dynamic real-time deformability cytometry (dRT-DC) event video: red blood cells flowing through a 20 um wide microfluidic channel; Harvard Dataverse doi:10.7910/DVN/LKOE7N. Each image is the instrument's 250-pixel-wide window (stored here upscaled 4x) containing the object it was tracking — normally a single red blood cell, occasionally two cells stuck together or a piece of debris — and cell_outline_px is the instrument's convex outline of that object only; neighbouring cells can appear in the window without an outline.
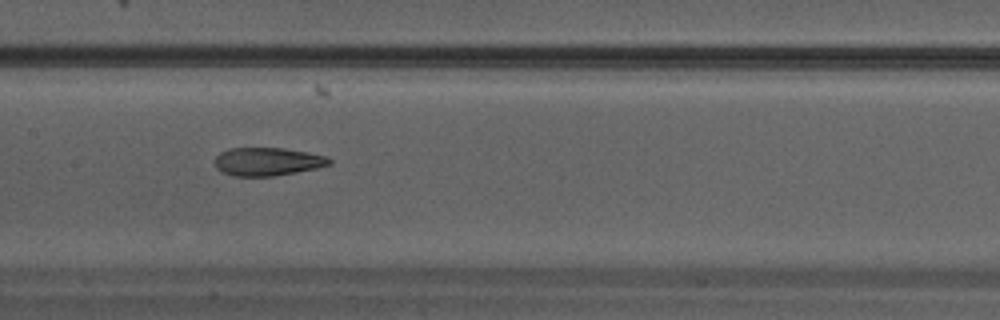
{"species": "Egyptian fruit bat (a non-hibernating species)", "species_latin": "Rousettus aegyptiacus", "temperature_condition": "warm", "stored_images_in_passage": 33, "camera_frame_rate_fps": 3000, "um_per_image_px": 0.085, "animal": {"sex": "male"}, "frame": {"image": 1, "passage_image": 16, "time_ms": 5.0, "image_size_px": [1000, 320], "cell_outline_px": [[332, 164], [316, 168], [296, 172], [272, 176], [236, 176], [220, 172], [216, 168], [212, 160], [220, 152], [228, 148], [284, 148], [308, 152], [328, 156], [332, 160]], "centroid_in_image_um": [22.71, 13.73], "position_along_channel_um": 184.7, "area_um2": 19.07}}
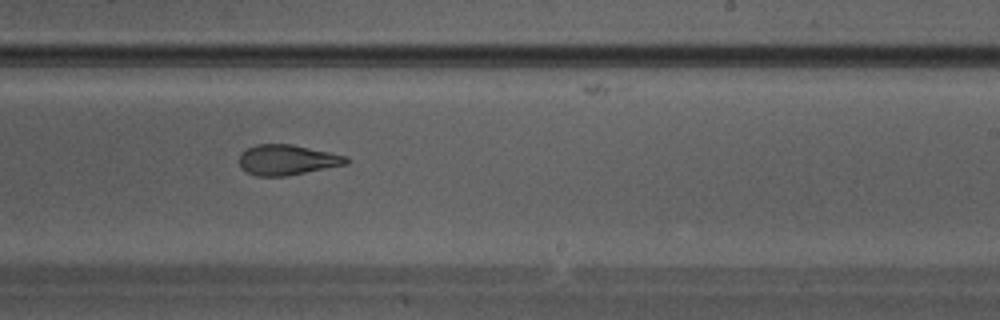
{"frame": {"image": 2, "passage_image": 20, "time_ms": 6.333, "image_size_px": [1000, 320], "cell_outline_px": [[348, 164], [288, 176], [256, 176], [244, 172], [240, 168], [240, 152], [256, 144], [292, 144], [348, 156]], "centroid_in_image_um": [24.39, 13.6], "position_along_channel_um": 264.6, "area_um2": 19.13}}